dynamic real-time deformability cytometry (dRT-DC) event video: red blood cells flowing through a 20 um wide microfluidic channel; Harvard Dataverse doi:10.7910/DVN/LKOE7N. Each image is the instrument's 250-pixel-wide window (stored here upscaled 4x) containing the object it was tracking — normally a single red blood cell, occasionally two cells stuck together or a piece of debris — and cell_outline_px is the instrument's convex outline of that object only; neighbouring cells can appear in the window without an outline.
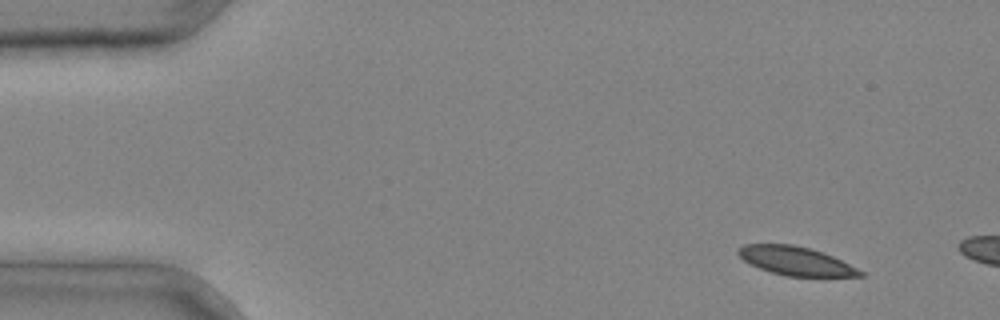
{"species": "common noctule bat (a hibernating species)", "species_latin": "Nyctalus noctula", "temperature_condition": "cold", "stored_images_in_passage": 2, "camera_frame_rate_fps": 3000, "um_per_image_px": 0.085, "animal": {"sex": "male", "body_mass_g": 20.4}, "frame": {"image": 1, "passage_image": 1, "time_ms": 0.0, "image_size_px": [1000, 320], "cell_outline_px": [[864, 276], [788, 276], [772, 272], [760, 268], [744, 260], [736, 252], [736, 248], [744, 244], [792, 244], [808, 248], [832, 256], [864, 272]], "centroid_in_image_um": [67.59, 22.17], "position_along_channel_um": 17.4, "area_um2": 19.94}}